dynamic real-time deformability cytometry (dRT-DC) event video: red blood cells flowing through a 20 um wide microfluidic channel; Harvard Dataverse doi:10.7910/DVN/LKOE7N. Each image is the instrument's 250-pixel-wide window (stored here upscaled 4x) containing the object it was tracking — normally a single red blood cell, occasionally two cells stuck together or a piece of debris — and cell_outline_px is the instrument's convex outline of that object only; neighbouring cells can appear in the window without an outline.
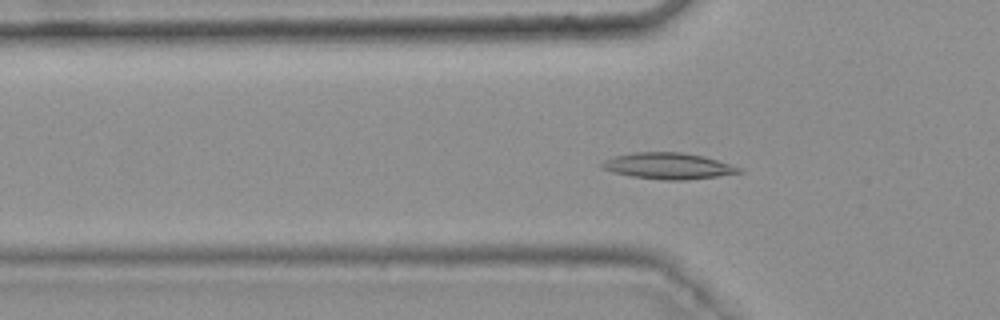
{"species": "common noctule bat (a hibernating species)", "species_latin": "Nyctalus noctula", "temperature_condition": "warm", "stored_images_in_passage": 34, "camera_frame_rate_fps": 3000, "um_per_image_px": 0.085, "animal": {"sex": "female", "body_mass_g": 25.1}, "frame": {"image": 1, "passage_image": 5, "time_ms": 1.333, "image_size_px": [1000, 320], "cell_outline_px": [[744, 172], [688, 180], [664, 180], [632, 176], [612, 172], [600, 168], [600, 164], [616, 156], [632, 152], [680, 152], [704, 156], [744, 168]], "centroid_in_image_um": [56.84, 14.11], "position_along_channel_um": 69.0, "area_um2": 20.92}}
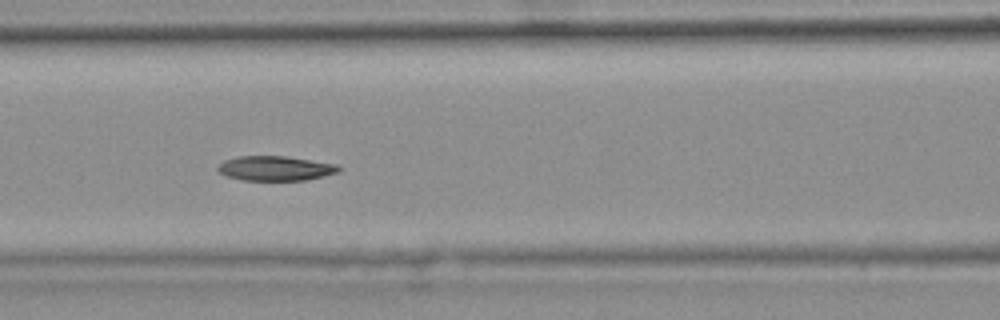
{"frame": {"image": 2, "passage_image": 11, "time_ms": 3.333, "image_size_px": [1000, 320], "cell_outline_px": [[340, 172], [308, 180], [244, 180], [228, 176], [220, 172], [216, 168], [224, 160], [236, 156], [284, 156], [336, 164], [340, 168]], "centroid_in_image_um": [23.42, 14.31], "position_along_channel_um": 143.2, "area_um2": 17.28}}
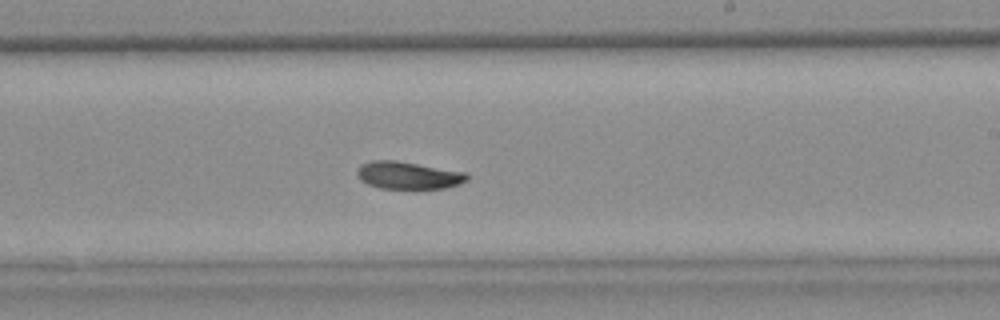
{"frame": {"image": 3, "passage_image": 20, "time_ms": 6.333, "image_size_px": [1000, 320], "cell_outline_px": [[468, 180], [460, 184], [444, 188], [380, 188], [368, 184], [360, 180], [356, 172], [360, 164], [372, 160], [396, 160], [464, 172], [468, 176]], "centroid_in_image_um": [34.66, 14.89], "position_along_channel_um": 254.3, "area_um2": 17.46}, "authors_computed_cell_mechanics": {"area_um2": 17.8313, "velocity_mm_per_s": 3.714, "shape_relaxation_time_tau1_ms": 4.9653, "shape_relaxation_time_tau2_ms": 8.8625, "deformation_change_tau1": 0.1161, "deformation_change_tau2": 0.1284}}